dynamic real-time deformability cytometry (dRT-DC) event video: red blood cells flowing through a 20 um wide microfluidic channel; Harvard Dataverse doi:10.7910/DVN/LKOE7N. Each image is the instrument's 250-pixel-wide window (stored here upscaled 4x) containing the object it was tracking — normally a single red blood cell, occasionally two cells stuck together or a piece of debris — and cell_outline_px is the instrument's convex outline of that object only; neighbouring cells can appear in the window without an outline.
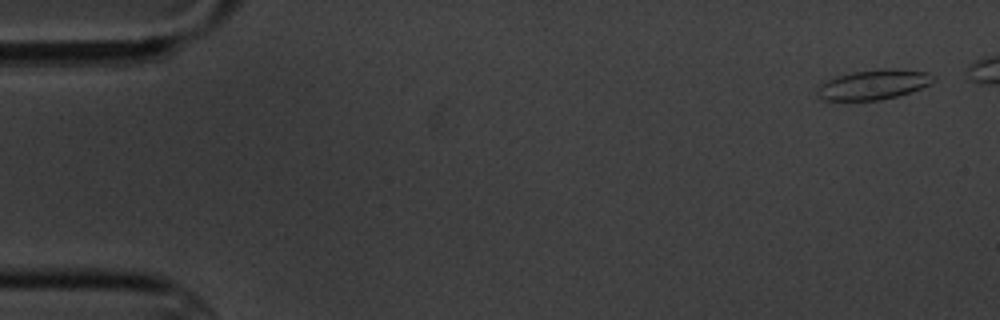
{"species": "common noctule bat (a hibernating species)", "species_latin": "Nyctalus noctula", "temperature_condition": "cold", "stored_images_in_passage": 3, "camera_frame_rate_fps": 3000, "um_per_image_px": 0.085, "animal": {"sex": "male", "body_mass_g": 20.1, "forearm_length_mm": 53.5}, "frame": {"image": 1, "passage_image": 1, "time_ms": 0.0, "image_size_px": [1000, 320], "cell_outline_px": [[936, 80], [920, 88], [896, 96], [880, 100], [824, 100], [816, 92], [816, 88], [824, 80], [836, 76], [852, 72], [884, 68], [888, 68], [928, 72], [936, 76]], "centroid_in_image_um": [74.23, 7.17], "position_along_channel_um": 10.8, "area_um2": 20.17}}